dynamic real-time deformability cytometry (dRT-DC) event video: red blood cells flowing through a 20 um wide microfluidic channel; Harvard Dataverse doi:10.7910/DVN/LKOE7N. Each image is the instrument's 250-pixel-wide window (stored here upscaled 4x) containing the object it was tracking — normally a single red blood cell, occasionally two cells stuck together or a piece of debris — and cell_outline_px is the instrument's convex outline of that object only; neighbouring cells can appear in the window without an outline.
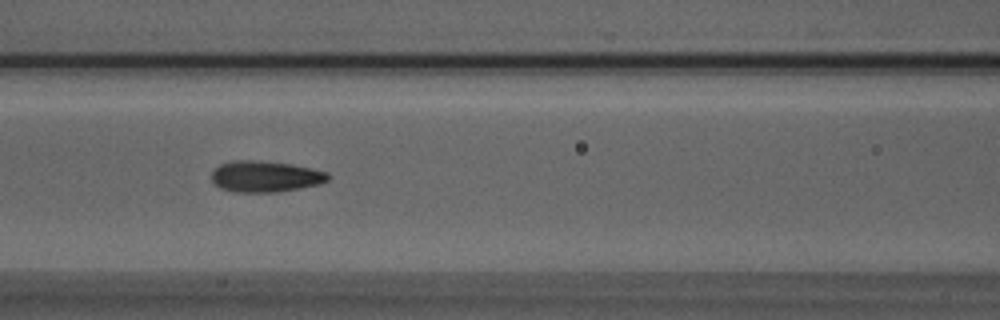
{"species": "Egyptian fruit bat (a non-hibernating species)", "species_latin": "Rousettus aegyptiacus", "temperature_condition": "room temperature", "stored_images_in_passage": 29, "camera_frame_rate_fps": 3000, "um_per_image_px": 0.085, "animal": {"sex": "male"}, "frame": {"image": 1, "passage_image": 9, "time_ms": 2.667, "image_size_px": [1000, 320], "cell_outline_px": [[332, 176], [328, 180], [316, 184], [276, 192], [236, 192], [220, 188], [212, 180], [212, 172], [220, 164], [232, 160], [252, 160], [292, 164], [312, 168], [328, 172]], "centroid_in_image_um": [22.55, 14.99], "position_along_channel_um": 144.1, "area_um2": 20.98}}
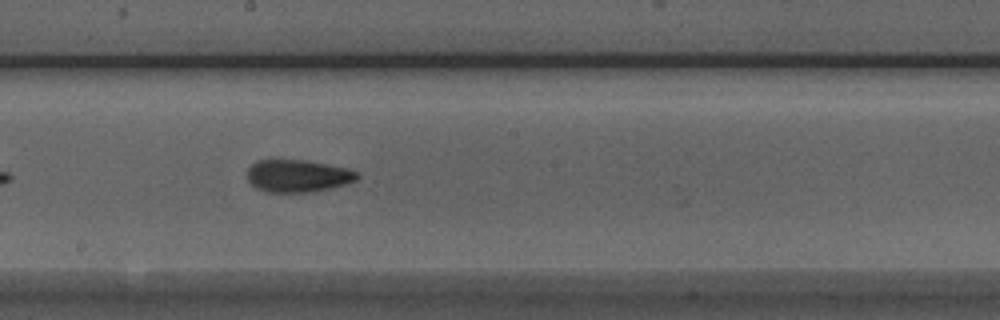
{"frame": {"image": 2, "passage_image": 15, "time_ms": 4.667, "image_size_px": [1000, 320], "cell_outline_px": [[360, 176], [356, 180], [348, 184], [316, 192], [268, 192], [256, 188], [248, 180], [248, 168], [256, 160], [304, 160], [348, 168], [360, 172]], "centroid_in_image_um": [25.36, 14.96], "position_along_channel_um": 222.8, "area_um2": 20.98}}
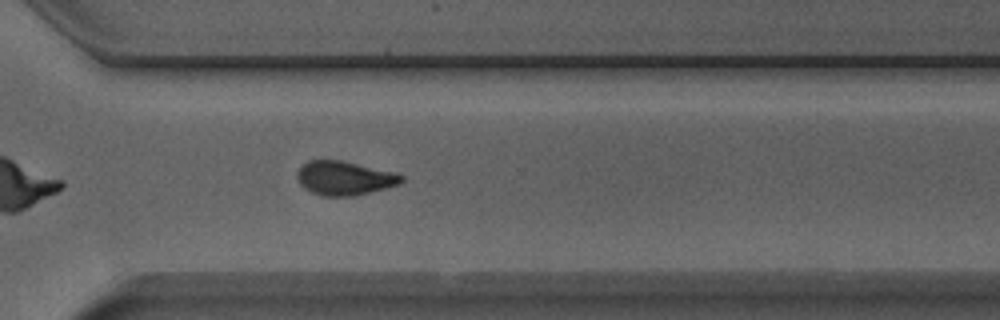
{"frame": {"image": 3, "passage_image": 24, "time_ms": 7.667, "image_size_px": [1000, 320], "cell_outline_px": [[404, 180], [400, 184], [352, 196], [324, 196], [312, 192], [304, 188], [300, 184], [300, 168], [308, 160], [340, 160], [396, 172], [404, 176]], "centroid_in_image_um": [29.33, 15.13], "position_along_channel_um": 341.3, "area_um2": 20.29}}